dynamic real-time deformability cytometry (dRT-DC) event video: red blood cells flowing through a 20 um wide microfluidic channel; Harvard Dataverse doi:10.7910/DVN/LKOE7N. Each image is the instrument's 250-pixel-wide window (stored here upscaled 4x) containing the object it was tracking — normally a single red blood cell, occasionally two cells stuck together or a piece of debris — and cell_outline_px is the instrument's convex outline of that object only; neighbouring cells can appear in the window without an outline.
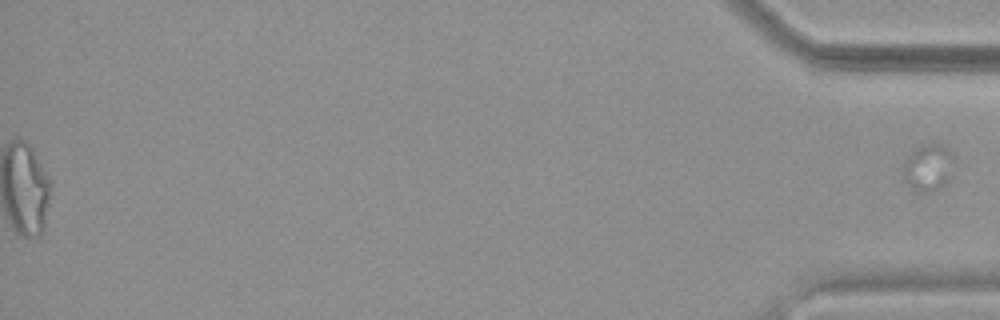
{"species": "common noctule bat (a hibernating species)", "species_latin": "Nyctalus noctula", "temperature_condition": "warm", "stored_images_in_passage": 55, "segment_of_instrument_passage": [2, 2], "camera_frame_rate_fps": 3000, "um_per_image_px": 0.085, "animal": {"sex": "female", "body_mass_g": 19.9}, "frame": {"image": 1, "passage_image": 55, "time_ms": 18.0, "image_size_px": [1000, 320], "cell_outline_px": [[952, 160], [948, 180], [940, 188], [932, 192], [916, 192], [904, 180], [900, 164], [908, 152], [924, 144], [940, 144], [948, 148], [952, 152]], "centroid_in_image_um": [78.8, 14.23], "position_along_channel_um": 356.4, "area_um2": 14.16}}